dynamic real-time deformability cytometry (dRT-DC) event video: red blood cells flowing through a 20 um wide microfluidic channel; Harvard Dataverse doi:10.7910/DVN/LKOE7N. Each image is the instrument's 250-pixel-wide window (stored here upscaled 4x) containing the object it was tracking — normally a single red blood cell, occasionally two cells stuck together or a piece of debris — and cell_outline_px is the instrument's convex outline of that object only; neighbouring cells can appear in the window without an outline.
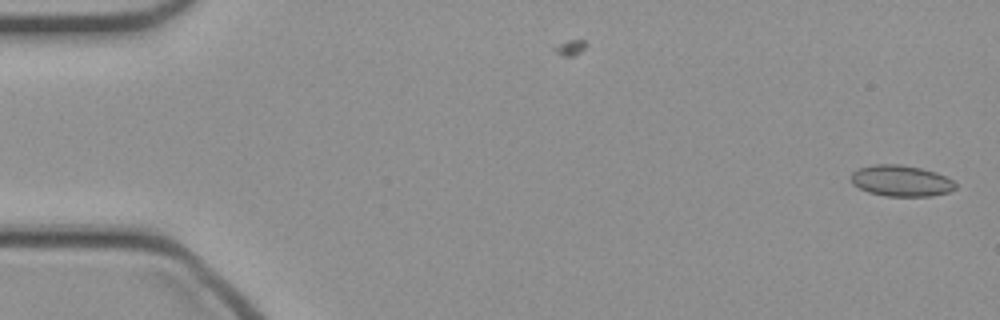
{"species": "common noctule bat (a hibernating species)", "species_latin": "Nyctalus noctula", "temperature_condition": "cold", "stored_images_in_passage": 47, "camera_frame_rate_fps": 3000, "um_per_image_px": 0.085, "animal": {"sex": "female", "body_mass_g": 21.9}, "frame": {"image": 1, "passage_image": 1, "time_ms": 0.0, "image_size_px": [1000, 320], "cell_outline_px": [[956, 188], [948, 192], [932, 196], [884, 196], [868, 192], [852, 184], [852, 172], [860, 168], [876, 164], [900, 164], [920, 168], [936, 172], [952, 180], [956, 184]], "centroid_in_image_um": [76.6, 15.37], "position_along_channel_um": 8.4, "area_um2": 18.84}}
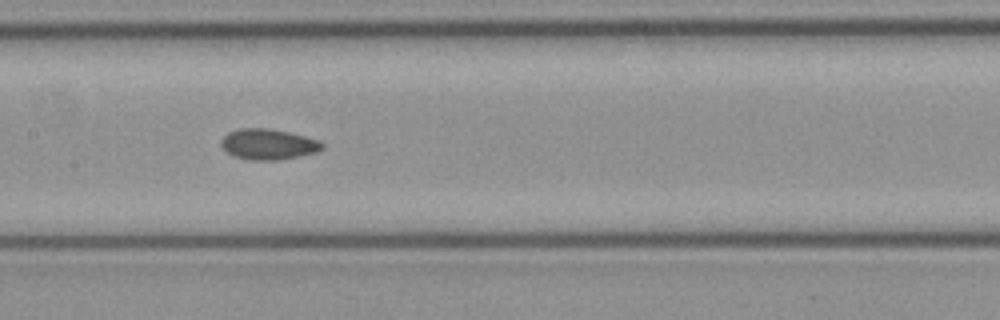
{"frame": {"image": 2, "passage_image": 23, "time_ms": 7.333, "image_size_px": [1000, 320], "cell_outline_px": [[324, 148], [316, 152], [280, 160], [252, 160], [232, 156], [220, 144], [220, 140], [228, 132], [240, 128], [268, 128], [288, 132], [320, 140], [324, 144]], "centroid_in_image_um": [22.8, 12.26], "position_along_channel_um": 184.6, "area_um2": 18.09}}
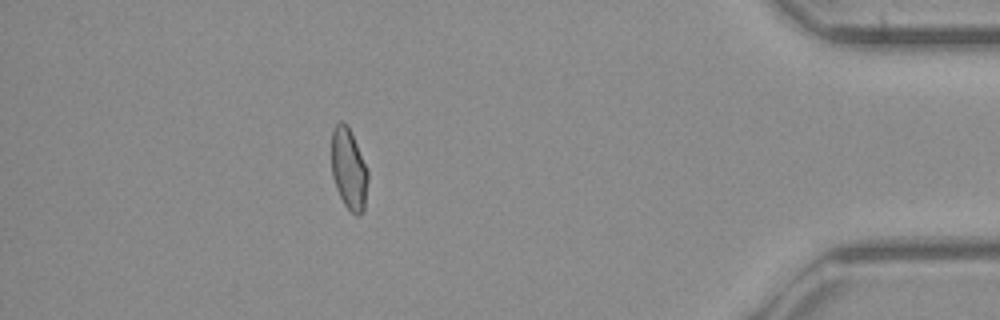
{"frame": {"image": 3, "passage_image": 42, "time_ms": 13.667, "image_size_px": [1000, 320], "cell_outline_px": [[368, 180], [364, 212], [360, 216], [356, 216], [344, 204], [336, 188], [332, 176], [332, 128], [340, 120], [348, 128], [368, 168]], "centroid_in_image_um": [29.66, 14.42], "position_along_channel_um": 405.5, "area_um2": 17.17}}